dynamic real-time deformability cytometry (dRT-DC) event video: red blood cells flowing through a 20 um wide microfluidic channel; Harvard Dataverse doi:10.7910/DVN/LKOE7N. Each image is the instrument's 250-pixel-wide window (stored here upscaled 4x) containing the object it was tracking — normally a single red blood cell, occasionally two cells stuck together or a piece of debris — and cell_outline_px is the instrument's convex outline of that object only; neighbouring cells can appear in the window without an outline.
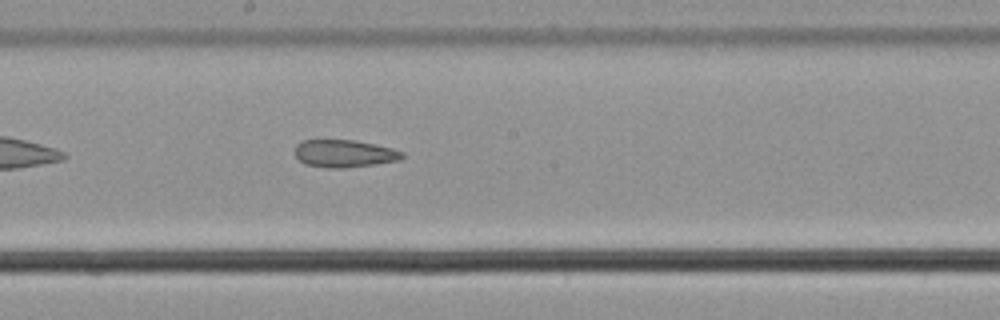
{"species": "common noctule bat (a hibernating species)", "species_latin": "Nyctalus noctula", "temperature_condition": "cold", "stored_images_in_passage": 37, "camera_frame_rate_fps": 3000, "um_per_image_px": 0.085, "animal": {"sex": "male", "body_mass_g": 21.5, "forearm_length_mm": 52.0}, "frame": {"image": 1, "passage_image": 16, "time_ms": 5.0, "image_size_px": [1000, 320], "cell_outline_px": [[404, 156], [400, 160], [376, 164], [344, 168], [324, 168], [304, 164], [292, 152], [296, 144], [300, 140], [356, 140], [376, 144], [392, 148], [404, 152]], "centroid_in_image_um": [29.23, 13.05], "position_along_channel_um": 219.0, "area_um2": 17.57}, "authors_computed_cell_mechanics": {"area_um2": 18.9584, "velocity_mm_per_s": 3.6928, "shape_relaxation_time_tau1_ms": null, "shape_relaxation_time_tau2_ms": 4.0068, "deformation_change_tau1": null, "deformation_change_tau2": 0.1305}}